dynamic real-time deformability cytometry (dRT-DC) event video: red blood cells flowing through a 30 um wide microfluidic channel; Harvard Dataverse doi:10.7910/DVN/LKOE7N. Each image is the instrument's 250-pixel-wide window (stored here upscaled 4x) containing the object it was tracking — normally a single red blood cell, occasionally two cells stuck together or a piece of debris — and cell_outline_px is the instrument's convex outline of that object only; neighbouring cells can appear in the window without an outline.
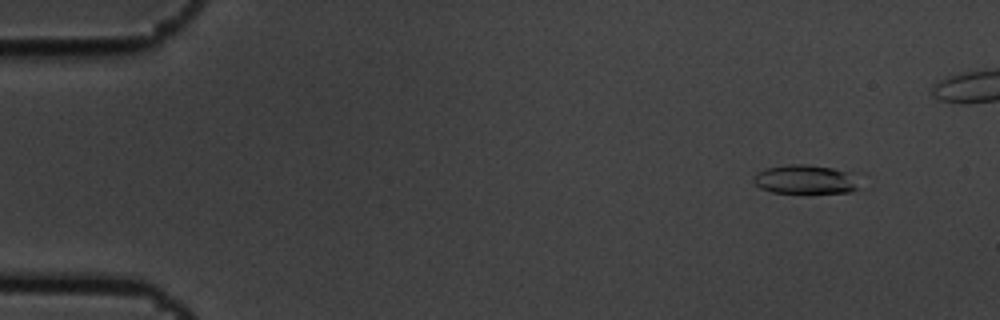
{"species": "common noctule bat (a hibernating species)", "species_latin": "Nyctalus noctula", "temperature_condition": "cold", "stored_images_in_passage": 6, "camera_frame_rate_fps": 3000, "um_per_image_px": 0.085, "animal": {"sex": "male", "body_mass_g": 19.5, "forearm_length_mm": 54.6}, "frame": {"image": 1, "passage_image": 2, "time_ms": 0.333, "image_size_px": [1000, 320], "cell_outline_px": [[864, 188], [852, 192], [772, 192], [760, 188], [752, 180], [756, 172], [764, 168], [788, 164], [808, 164], [832, 168], [856, 176]], "centroid_in_image_um": [68.48, 15.25], "position_along_channel_um": 16.5, "area_um2": 18.03}}